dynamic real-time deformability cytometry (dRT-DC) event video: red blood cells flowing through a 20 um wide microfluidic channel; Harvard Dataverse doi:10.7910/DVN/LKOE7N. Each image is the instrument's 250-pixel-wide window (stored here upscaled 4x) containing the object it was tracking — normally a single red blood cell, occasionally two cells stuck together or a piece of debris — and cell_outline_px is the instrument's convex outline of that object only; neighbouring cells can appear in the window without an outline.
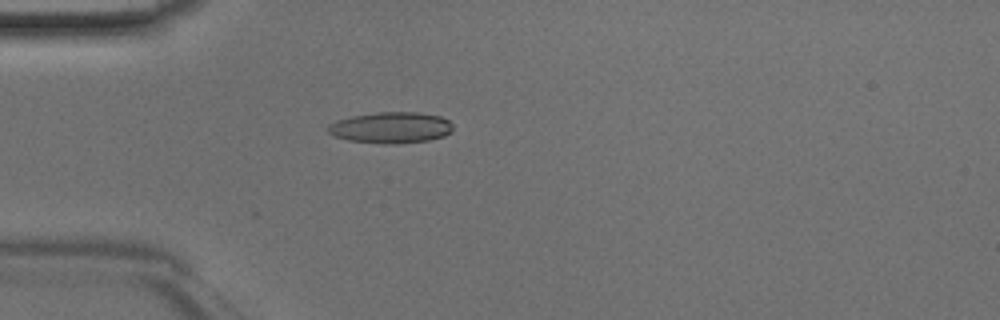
{"species": "Egyptian fruit bat (a non-hibernating species)", "species_latin": "Rousettus aegyptiacus", "temperature_condition": "room temperature", "stored_images_in_passage": 43, "camera_frame_rate_fps": 3000, "um_per_image_px": 0.085, "animal": {"sex": "male"}, "frame": {"image": 1, "passage_image": 10, "time_ms": 3.0, "image_size_px": [1000, 320], "cell_outline_px": [[452, 132], [444, 136], [428, 140], [392, 144], [388, 144], [348, 140], [336, 136], [328, 132], [328, 124], [336, 120], [352, 116], [376, 112], [416, 112], [440, 116], [448, 120], [452, 124]], "centroid_in_image_um": [33.23, 10.84], "position_along_channel_um": 51.8, "area_um2": 22.6}}
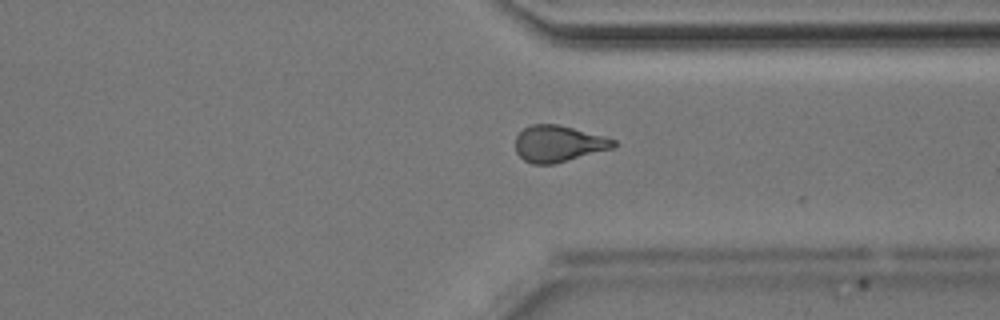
{"frame": {"image": 2, "passage_image": 32, "time_ms": 10.333, "image_size_px": [1000, 320], "cell_outline_px": [[616, 144], [612, 148], [568, 160], [552, 164], [532, 164], [524, 160], [516, 152], [516, 136], [524, 128], [532, 124], [556, 124], [604, 136], [616, 140]], "centroid_in_image_um": [47.44, 12.21], "position_along_channel_um": 364.0, "area_um2": 20.52}}
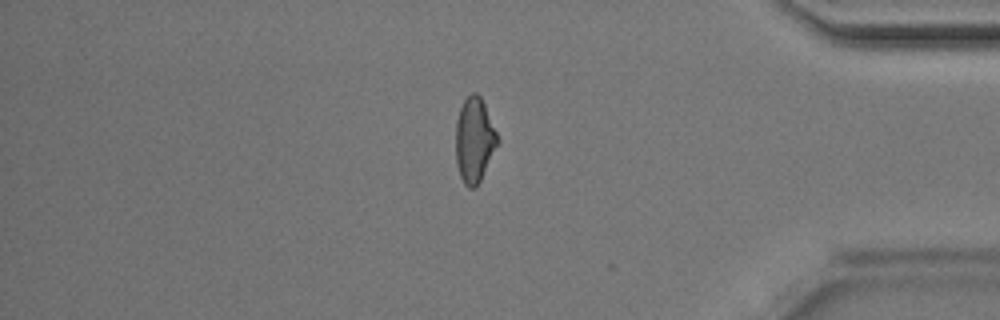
{"frame": {"image": 3, "passage_image": 36, "time_ms": 11.667, "image_size_px": [1000, 320], "cell_outline_px": [[500, 140], [476, 188], [468, 188], [464, 184], [460, 176], [456, 164], [456, 120], [460, 108], [464, 100], [472, 92], [476, 92], [480, 96], [484, 104]], "centroid_in_image_um": [40.31, 11.91], "position_along_channel_um": 394.9, "area_um2": 20.58}}